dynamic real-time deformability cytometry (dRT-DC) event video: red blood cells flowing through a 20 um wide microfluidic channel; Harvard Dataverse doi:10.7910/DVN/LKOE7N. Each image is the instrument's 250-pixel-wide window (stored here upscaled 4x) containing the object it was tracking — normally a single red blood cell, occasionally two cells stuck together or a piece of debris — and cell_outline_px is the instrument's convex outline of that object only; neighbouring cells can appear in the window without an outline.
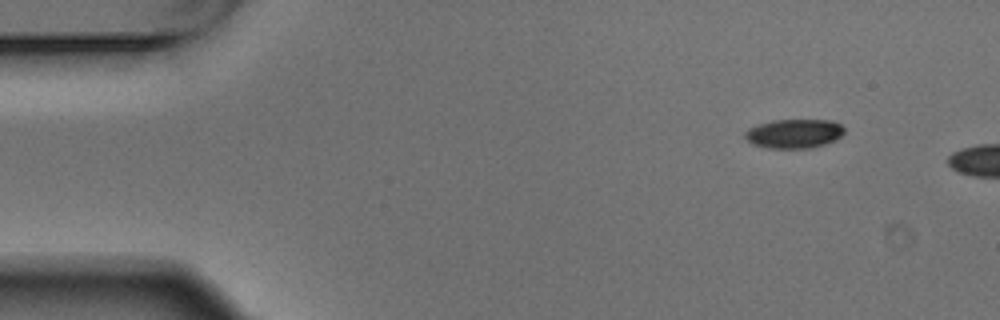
{"species": "Egyptian fruit bat (a non-hibernating species)", "species_latin": "Rousettus aegyptiacus", "temperature_condition": "warm", "stored_images_in_passage": 2, "camera_frame_rate_fps": 3000, "um_per_image_px": 0.085, "animal": {"sex": "male"}, "frame": {"image": 1, "passage_image": 1, "time_ms": 0.0, "image_size_px": [1000, 320], "cell_outline_px": [[844, 132], [840, 136], [824, 144], [808, 148], [768, 148], [752, 144], [744, 136], [744, 132], [748, 128], [772, 120], [832, 120], [840, 124], [844, 128]], "centroid_in_image_um": [67.47, 11.35], "position_along_channel_um": 17.5, "area_um2": 16.7}}